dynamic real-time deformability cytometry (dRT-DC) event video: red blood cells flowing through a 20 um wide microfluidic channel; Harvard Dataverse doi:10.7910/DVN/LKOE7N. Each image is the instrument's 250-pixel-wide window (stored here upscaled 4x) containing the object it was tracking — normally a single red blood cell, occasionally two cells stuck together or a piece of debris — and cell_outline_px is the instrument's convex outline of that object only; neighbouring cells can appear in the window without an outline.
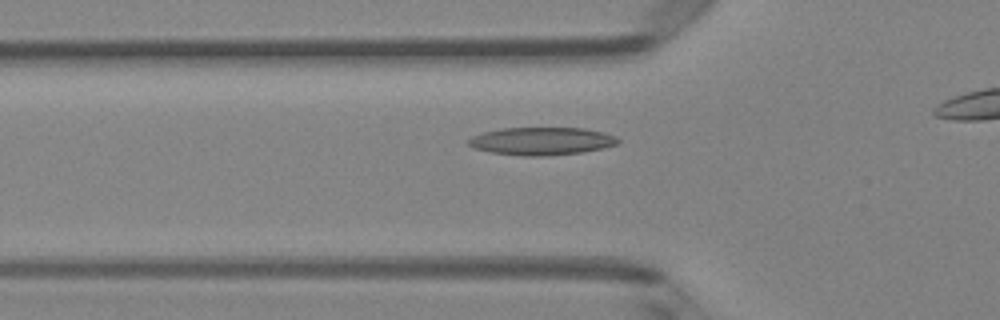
{"species": "Egyptian fruit bat (a non-hibernating species)", "species_latin": "Rousettus aegyptiacus", "temperature_condition": "room temperature", "stored_images_in_passage": 33, "camera_frame_rate_fps": 3000, "um_per_image_px": 0.085, "animal": {"sex": "female"}, "frame": {"image": 1, "passage_image": 9, "time_ms": 2.667, "image_size_px": [1000, 320], "cell_outline_px": [[620, 140], [616, 144], [604, 148], [580, 152], [544, 156], [524, 156], [492, 152], [472, 148], [468, 144], [468, 140], [472, 136], [484, 132], [500, 128], [584, 128], [604, 132], [616, 136]], "centroid_in_image_um": [46.03, 11.99], "position_along_channel_um": 79.8, "area_um2": 24.16}}
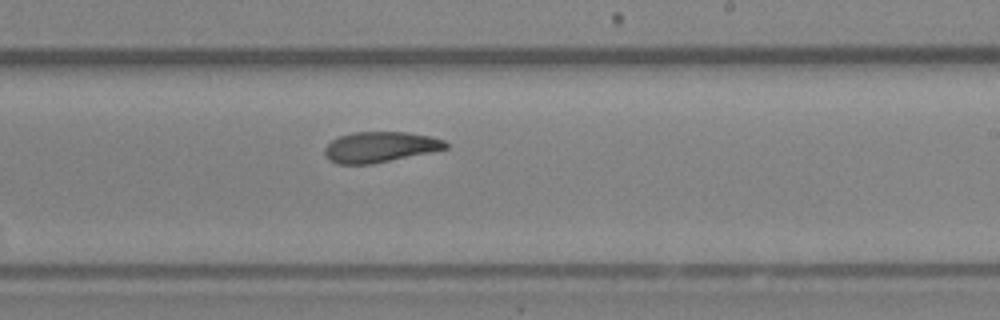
{"frame": {"image": 2, "passage_image": 22, "time_ms": 7.0, "image_size_px": [1000, 320], "cell_outline_px": [[448, 148], [372, 164], [340, 164], [328, 160], [324, 152], [324, 148], [332, 140], [340, 136], [352, 132], [408, 132], [432, 136], [444, 140], [448, 144]], "centroid_in_image_um": [32.29, 12.49], "position_along_channel_um": 256.7, "area_um2": 21.5}}
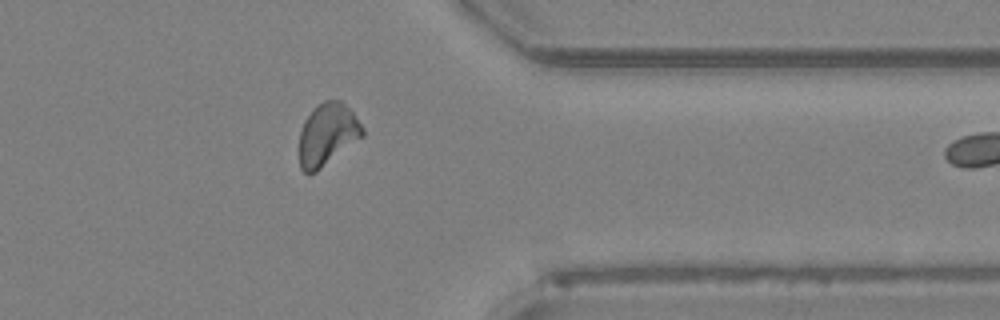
{"frame": {"image": 3, "passage_image": 32, "time_ms": 10.333, "image_size_px": [1000, 320], "cell_outline_px": [[364, 136], [316, 172], [308, 176], [300, 168], [300, 132], [304, 120], [316, 104], [324, 100], [340, 100], [352, 112], [364, 128]], "centroid_in_image_um": [27.82, 11.44], "position_along_channel_um": 383.6, "area_um2": 23.0}}